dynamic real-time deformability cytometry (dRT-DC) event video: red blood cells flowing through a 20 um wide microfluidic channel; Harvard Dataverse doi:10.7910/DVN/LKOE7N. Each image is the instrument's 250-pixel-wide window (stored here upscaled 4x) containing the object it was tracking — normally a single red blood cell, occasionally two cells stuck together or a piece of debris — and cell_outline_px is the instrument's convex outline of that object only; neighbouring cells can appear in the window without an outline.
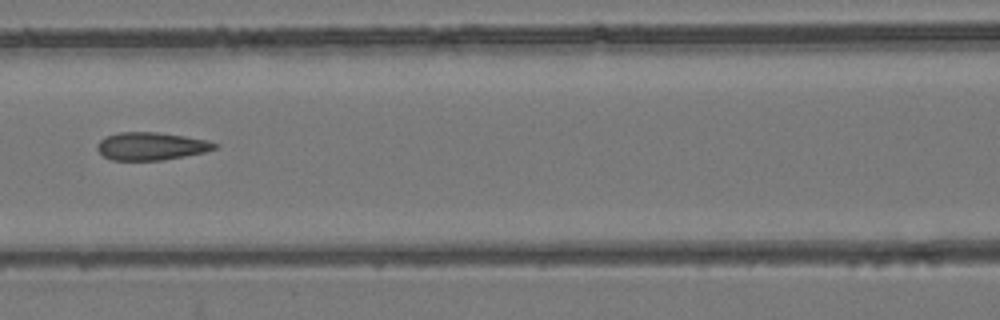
{"species": "common noctule bat (a hibernating species)", "species_latin": "Nyctalus noctula", "temperature_condition": "room temperature", "stored_images_in_passage": 6, "camera_frame_rate_fps": 3000, "um_per_image_px": 0.085, "animal": {"sex": "female", "body_mass_g": 24.6, "forearm_length_mm": 56.2}, "frame": {"image": 1, "passage_image": 6, "time_ms": 6.0, "image_size_px": [1000, 320], "cell_outline_px": [[220, 144], [216, 148], [204, 152], [164, 160], [112, 160], [104, 156], [96, 148], [96, 144], [100, 140], [108, 136], [120, 132], [156, 132], [184, 136], [208, 140]], "centroid_in_image_um": [12.86, 12.42], "position_along_channel_um": 153.7, "area_um2": 18.96}}